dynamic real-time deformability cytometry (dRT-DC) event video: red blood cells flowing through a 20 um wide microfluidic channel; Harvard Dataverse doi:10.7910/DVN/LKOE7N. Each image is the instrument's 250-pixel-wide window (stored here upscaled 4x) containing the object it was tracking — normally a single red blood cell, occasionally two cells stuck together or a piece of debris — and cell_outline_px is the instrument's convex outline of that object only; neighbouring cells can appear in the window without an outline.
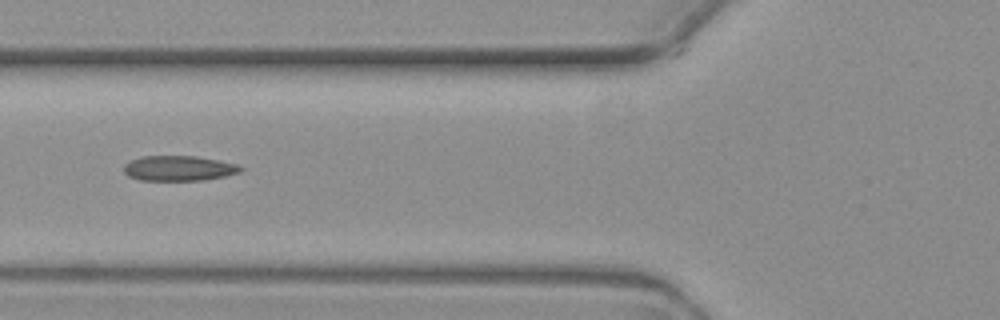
{"species": "common noctule bat (a hibernating species)", "species_latin": "Nyctalus noctula", "temperature_condition": "warm", "stored_images_in_passage": 5, "camera_frame_rate_fps": 3000, "um_per_image_px": 0.085, "animal": {"sex": "female", "body_mass_g": 19.3, "forearm_length_mm": 54.1}, "frame": {"image": 1, "passage_image": 3, "time_ms": 2.333, "image_size_px": [1000, 320], "cell_outline_px": [[244, 168], [240, 172], [224, 176], [204, 180], [140, 180], [128, 176], [124, 172], [124, 164], [132, 160], [144, 156], [196, 156], [236, 164]], "centroid_in_image_um": [15.19, 14.31], "position_along_channel_um": 110.6, "area_um2": 16.94}}
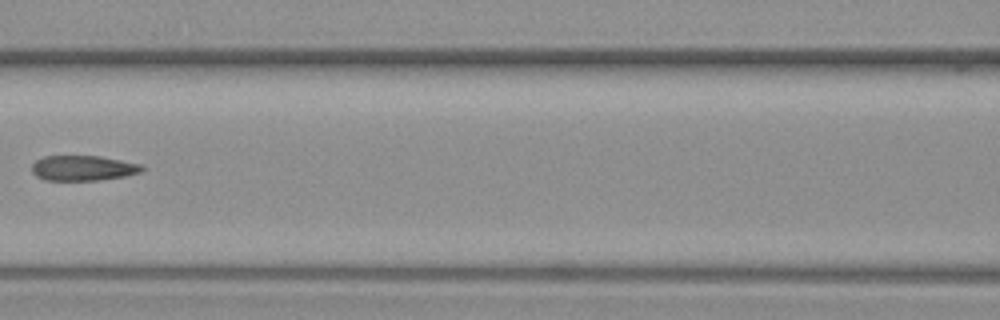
{"frame": {"image": 2, "passage_image": 4, "time_ms": 3.667, "image_size_px": [1000, 320], "cell_outline_px": [[148, 168], [140, 172], [124, 176], [100, 180], [44, 180], [36, 176], [32, 172], [32, 164], [36, 160], [44, 156], [100, 156], [144, 164]], "centroid_in_image_um": [7.1, 14.28], "position_along_channel_um": 159.5, "area_um2": 16.36}}
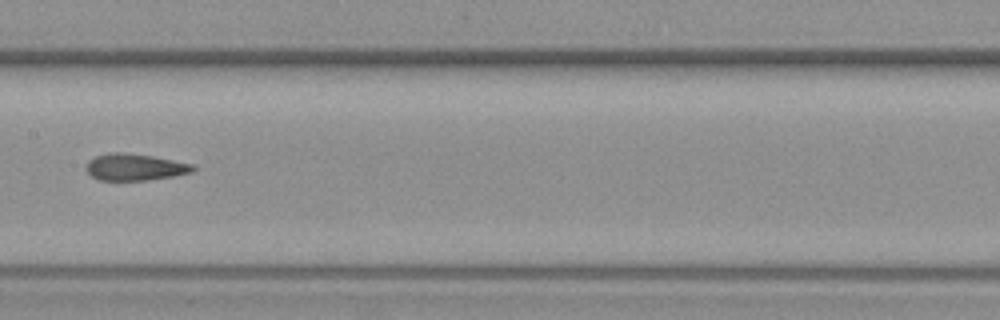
{"frame": {"image": 3, "passage_image": 5, "time_ms": 4.667, "image_size_px": [1000, 320], "cell_outline_px": [[196, 168], [192, 172], [172, 176], [148, 180], [100, 180], [92, 176], [88, 172], [88, 160], [96, 156], [108, 152], [124, 152], [152, 156], [192, 164]], "centroid_in_image_um": [11.46, 14.2], "position_along_channel_um": 195.9, "area_um2": 16.42}}